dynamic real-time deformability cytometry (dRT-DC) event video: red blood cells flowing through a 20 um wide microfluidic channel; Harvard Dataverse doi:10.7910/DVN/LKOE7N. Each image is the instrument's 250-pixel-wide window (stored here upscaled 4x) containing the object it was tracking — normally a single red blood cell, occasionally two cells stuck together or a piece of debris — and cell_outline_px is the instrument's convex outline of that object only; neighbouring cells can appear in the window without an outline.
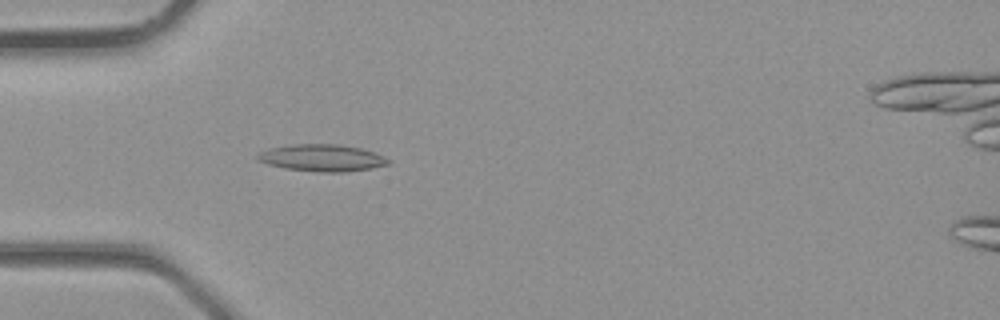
{"species": "common noctule bat (a hibernating species)", "species_latin": "Nyctalus noctula", "temperature_condition": "room temperature", "stored_images_in_passage": 4, "camera_frame_rate_fps": 3000, "um_per_image_px": 0.085, "animal": {"sex": "male", "body_mass_g": 23.1, "forearm_length_mm": 52.7}, "frame": {"image": 1, "passage_image": 3, "time_ms": 0.667, "image_size_px": [1000, 320], "cell_outline_px": [[392, 164], [372, 168], [344, 172], [320, 172], [284, 168], [268, 164], [256, 160], [256, 156], [260, 152], [268, 148], [292, 144], [340, 144], [360, 148], [376, 152], [392, 160]], "centroid_in_image_um": [27.41, 13.41], "position_along_channel_um": 57.6, "area_um2": 20.81}}